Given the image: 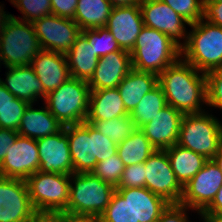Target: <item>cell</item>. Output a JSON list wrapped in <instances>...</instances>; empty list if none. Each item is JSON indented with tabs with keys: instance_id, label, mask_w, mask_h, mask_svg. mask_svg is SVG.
Instances as JSON below:
<instances>
[{
	"instance_id": "484cf974",
	"label": "cell",
	"mask_w": 222,
	"mask_h": 222,
	"mask_svg": "<svg viewBox=\"0 0 222 222\" xmlns=\"http://www.w3.org/2000/svg\"><path fill=\"white\" fill-rule=\"evenodd\" d=\"M65 55L71 77L89 82L99 58L95 55V50L82 33Z\"/></svg>"
},
{
	"instance_id": "83f0119b",
	"label": "cell",
	"mask_w": 222,
	"mask_h": 222,
	"mask_svg": "<svg viewBox=\"0 0 222 222\" xmlns=\"http://www.w3.org/2000/svg\"><path fill=\"white\" fill-rule=\"evenodd\" d=\"M112 9L108 0H78L73 20L81 30L105 27Z\"/></svg>"
},
{
	"instance_id": "d4e9b609",
	"label": "cell",
	"mask_w": 222,
	"mask_h": 222,
	"mask_svg": "<svg viewBox=\"0 0 222 222\" xmlns=\"http://www.w3.org/2000/svg\"><path fill=\"white\" fill-rule=\"evenodd\" d=\"M158 85V75L132 68L117 89L126 111L130 114L143 96Z\"/></svg>"
},
{
	"instance_id": "3957f363",
	"label": "cell",
	"mask_w": 222,
	"mask_h": 222,
	"mask_svg": "<svg viewBox=\"0 0 222 222\" xmlns=\"http://www.w3.org/2000/svg\"><path fill=\"white\" fill-rule=\"evenodd\" d=\"M130 54L132 68L159 75L181 57V48L166 34L143 26Z\"/></svg>"
},
{
	"instance_id": "681fc988",
	"label": "cell",
	"mask_w": 222,
	"mask_h": 222,
	"mask_svg": "<svg viewBox=\"0 0 222 222\" xmlns=\"http://www.w3.org/2000/svg\"><path fill=\"white\" fill-rule=\"evenodd\" d=\"M113 7H123L139 4L140 0H108Z\"/></svg>"
},
{
	"instance_id": "bcb514c9",
	"label": "cell",
	"mask_w": 222,
	"mask_h": 222,
	"mask_svg": "<svg viewBox=\"0 0 222 222\" xmlns=\"http://www.w3.org/2000/svg\"><path fill=\"white\" fill-rule=\"evenodd\" d=\"M201 213H222V186L212 202Z\"/></svg>"
},
{
	"instance_id": "d6986e66",
	"label": "cell",
	"mask_w": 222,
	"mask_h": 222,
	"mask_svg": "<svg viewBox=\"0 0 222 222\" xmlns=\"http://www.w3.org/2000/svg\"><path fill=\"white\" fill-rule=\"evenodd\" d=\"M183 113L171 105L159 111L153 120L140 130L156 150H165L177 143Z\"/></svg>"
},
{
	"instance_id": "8d00e7d4",
	"label": "cell",
	"mask_w": 222,
	"mask_h": 222,
	"mask_svg": "<svg viewBox=\"0 0 222 222\" xmlns=\"http://www.w3.org/2000/svg\"><path fill=\"white\" fill-rule=\"evenodd\" d=\"M28 103L15 98L11 104L0 110V128L17 131Z\"/></svg>"
},
{
	"instance_id": "836d02e7",
	"label": "cell",
	"mask_w": 222,
	"mask_h": 222,
	"mask_svg": "<svg viewBox=\"0 0 222 222\" xmlns=\"http://www.w3.org/2000/svg\"><path fill=\"white\" fill-rule=\"evenodd\" d=\"M124 168V163L117 153L106 158V160L98 162L91 173L116 188L120 182Z\"/></svg>"
},
{
	"instance_id": "7c38bea8",
	"label": "cell",
	"mask_w": 222,
	"mask_h": 222,
	"mask_svg": "<svg viewBox=\"0 0 222 222\" xmlns=\"http://www.w3.org/2000/svg\"><path fill=\"white\" fill-rule=\"evenodd\" d=\"M144 26L166 34L182 48L187 43L186 25H190L181 15L161 0H140ZM184 39L181 43L179 39Z\"/></svg>"
},
{
	"instance_id": "7bdbcfd3",
	"label": "cell",
	"mask_w": 222,
	"mask_h": 222,
	"mask_svg": "<svg viewBox=\"0 0 222 222\" xmlns=\"http://www.w3.org/2000/svg\"><path fill=\"white\" fill-rule=\"evenodd\" d=\"M70 217L65 211L34 210L30 222H68Z\"/></svg>"
},
{
	"instance_id": "1f68e13d",
	"label": "cell",
	"mask_w": 222,
	"mask_h": 222,
	"mask_svg": "<svg viewBox=\"0 0 222 222\" xmlns=\"http://www.w3.org/2000/svg\"><path fill=\"white\" fill-rule=\"evenodd\" d=\"M95 50L98 58L105 57L115 51L122 50L111 32L106 27L85 29L81 32Z\"/></svg>"
},
{
	"instance_id": "52a82bcc",
	"label": "cell",
	"mask_w": 222,
	"mask_h": 222,
	"mask_svg": "<svg viewBox=\"0 0 222 222\" xmlns=\"http://www.w3.org/2000/svg\"><path fill=\"white\" fill-rule=\"evenodd\" d=\"M90 87L88 82L70 77L45 97V106L65 127L87 119Z\"/></svg>"
},
{
	"instance_id": "d590c367",
	"label": "cell",
	"mask_w": 222,
	"mask_h": 222,
	"mask_svg": "<svg viewBox=\"0 0 222 222\" xmlns=\"http://www.w3.org/2000/svg\"><path fill=\"white\" fill-rule=\"evenodd\" d=\"M181 15L188 23L203 19V0H161Z\"/></svg>"
},
{
	"instance_id": "cb8c5ba5",
	"label": "cell",
	"mask_w": 222,
	"mask_h": 222,
	"mask_svg": "<svg viewBox=\"0 0 222 222\" xmlns=\"http://www.w3.org/2000/svg\"><path fill=\"white\" fill-rule=\"evenodd\" d=\"M64 126L49 112L45 106L34 109L28 104L18 127V134L34 140L58 133Z\"/></svg>"
},
{
	"instance_id": "d6a6232c",
	"label": "cell",
	"mask_w": 222,
	"mask_h": 222,
	"mask_svg": "<svg viewBox=\"0 0 222 222\" xmlns=\"http://www.w3.org/2000/svg\"><path fill=\"white\" fill-rule=\"evenodd\" d=\"M98 219L100 222H132L131 202L124 200L115 191L110 203Z\"/></svg>"
},
{
	"instance_id": "6da1fadb",
	"label": "cell",
	"mask_w": 222,
	"mask_h": 222,
	"mask_svg": "<svg viewBox=\"0 0 222 222\" xmlns=\"http://www.w3.org/2000/svg\"><path fill=\"white\" fill-rule=\"evenodd\" d=\"M158 84L167 104L176 110L183 114L204 112L201 105L207 103L206 73L198 71L182 57L158 75Z\"/></svg>"
},
{
	"instance_id": "e0dca14e",
	"label": "cell",
	"mask_w": 222,
	"mask_h": 222,
	"mask_svg": "<svg viewBox=\"0 0 222 222\" xmlns=\"http://www.w3.org/2000/svg\"><path fill=\"white\" fill-rule=\"evenodd\" d=\"M73 173H90L97 164L94 157L93 126L88 122L66 126Z\"/></svg>"
},
{
	"instance_id": "f907efd6",
	"label": "cell",
	"mask_w": 222,
	"mask_h": 222,
	"mask_svg": "<svg viewBox=\"0 0 222 222\" xmlns=\"http://www.w3.org/2000/svg\"><path fill=\"white\" fill-rule=\"evenodd\" d=\"M68 222H100L98 218L70 217Z\"/></svg>"
},
{
	"instance_id": "f35d334b",
	"label": "cell",
	"mask_w": 222,
	"mask_h": 222,
	"mask_svg": "<svg viewBox=\"0 0 222 222\" xmlns=\"http://www.w3.org/2000/svg\"><path fill=\"white\" fill-rule=\"evenodd\" d=\"M145 187L144 163L129 165L124 168L120 182L116 188Z\"/></svg>"
},
{
	"instance_id": "74e56055",
	"label": "cell",
	"mask_w": 222,
	"mask_h": 222,
	"mask_svg": "<svg viewBox=\"0 0 222 222\" xmlns=\"http://www.w3.org/2000/svg\"><path fill=\"white\" fill-rule=\"evenodd\" d=\"M206 93V105L222 109V68L206 73Z\"/></svg>"
},
{
	"instance_id": "8fae6325",
	"label": "cell",
	"mask_w": 222,
	"mask_h": 222,
	"mask_svg": "<svg viewBox=\"0 0 222 222\" xmlns=\"http://www.w3.org/2000/svg\"><path fill=\"white\" fill-rule=\"evenodd\" d=\"M221 186L222 173L213 159H209L183 187L179 204L200 214L212 202Z\"/></svg>"
},
{
	"instance_id": "ba28073f",
	"label": "cell",
	"mask_w": 222,
	"mask_h": 222,
	"mask_svg": "<svg viewBox=\"0 0 222 222\" xmlns=\"http://www.w3.org/2000/svg\"><path fill=\"white\" fill-rule=\"evenodd\" d=\"M71 175L39 172L25 181L34 210L66 211Z\"/></svg>"
},
{
	"instance_id": "8992f818",
	"label": "cell",
	"mask_w": 222,
	"mask_h": 222,
	"mask_svg": "<svg viewBox=\"0 0 222 222\" xmlns=\"http://www.w3.org/2000/svg\"><path fill=\"white\" fill-rule=\"evenodd\" d=\"M213 116L205 111L184 114L176 144L213 159L222 146V124Z\"/></svg>"
},
{
	"instance_id": "4dcf8cb0",
	"label": "cell",
	"mask_w": 222,
	"mask_h": 222,
	"mask_svg": "<svg viewBox=\"0 0 222 222\" xmlns=\"http://www.w3.org/2000/svg\"><path fill=\"white\" fill-rule=\"evenodd\" d=\"M91 125L117 145L137 129L130 114L122 117H114L107 121H94Z\"/></svg>"
},
{
	"instance_id": "7402d4cb",
	"label": "cell",
	"mask_w": 222,
	"mask_h": 222,
	"mask_svg": "<svg viewBox=\"0 0 222 222\" xmlns=\"http://www.w3.org/2000/svg\"><path fill=\"white\" fill-rule=\"evenodd\" d=\"M5 81L0 78V83L16 98L28 104H34L38 97L45 99L47 92L37 78L30 65L8 67Z\"/></svg>"
},
{
	"instance_id": "2e32d148",
	"label": "cell",
	"mask_w": 222,
	"mask_h": 222,
	"mask_svg": "<svg viewBox=\"0 0 222 222\" xmlns=\"http://www.w3.org/2000/svg\"><path fill=\"white\" fill-rule=\"evenodd\" d=\"M143 26L140 6L135 4L113 7L105 27L111 32L121 49L131 52Z\"/></svg>"
},
{
	"instance_id": "816d5d0a",
	"label": "cell",
	"mask_w": 222,
	"mask_h": 222,
	"mask_svg": "<svg viewBox=\"0 0 222 222\" xmlns=\"http://www.w3.org/2000/svg\"><path fill=\"white\" fill-rule=\"evenodd\" d=\"M213 161L217 164L219 167L221 173H222V146L218 150V152L215 154Z\"/></svg>"
},
{
	"instance_id": "f5cc1de1",
	"label": "cell",
	"mask_w": 222,
	"mask_h": 222,
	"mask_svg": "<svg viewBox=\"0 0 222 222\" xmlns=\"http://www.w3.org/2000/svg\"><path fill=\"white\" fill-rule=\"evenodd\" d=\"M0 5V27L5 23L7 18L10 16V14L6 13V11L3 10V6Z\"/></svg>"
},
{
	"instance_id": "9a60e30c",
	"label": "cell",
	"mask_w": 222,
	"mask_h": 222,
	"mask_svg": "<svg viewBox=\"0 0 222 222\" xmlns=\"http://www.w3.org/2000/svg\"><path fill=\"white\" fill-rule=\"evenodd\" d=\"M39 151V172L73 174V164L66 126L58 133L36 140Z\"/></svg>"
},
{
	"instance_id": "277c9868",
	"label": "cell",
	"mask_w": 222,
	"mask_h": 222,
	"mask_svg": "<svg viewBox=\"0 0 222 222\" xmlns=\"http://www.w3.org/2000/svg\"><path fill=\"white\" fill-rule=\"evenodd\" d=\"M187 43L181 57L198 71L207 73L222 68V27L201 19L189 25Z\"/></svg>"
},
{
	"instance_id": "db71d44e",
	"label": "cell",
	"mask_w": 222,
	"mask_h": 222,
	"mask_svg": "<svg viewBox=\"0 0 222 222\" xmlns=\"http://www.w3.org/2000/svg\"><path fill=\"white\" fill-rule=\"evenodd\" d=\"M222 0H203V3L221 2Z\"/></svg>"
},
{
	"instance_id": "f546056e",
	"label": "cell",
	"mask_w": 222,
	"mask_h": 222,
	"mask_svg": "<svg viewBox=\"0 0 222 222\" xmlns=\"http://www.w3.org/2000/svg\"><path fill=\"white\" fill-rule=\"evenodd\" d=\"M167 105L163 89L158 84L153 90L143 96L135 109L130 113V117L135 127L140 129L143 125L153 120L159 114V111Z\"/></svg>"
},
{
	"instance_id": "4316f807",
	"label": "cell",
	"mask_w": 222,
	"mask_h": 222,
	"mask_svg": "<svg viewBox=\"0 0 222 222\" xmlns=\"http://www.w3.org/2000/svg\"><path fill=\"white\" fill-rule=\"evenodd\" d=\"M173 172L179 183L184 187L204 166L207 159L192 150L178 144L165 149Z\"/></svg>"
},
{
	"instance_id": "7a4b0ae2",
	"label": "cell",
	"mask_w": 222,
	"mask_h": 222,
	"mask_svg": "<svg viewBox=\"0 0 222 222\" xmlns=\"http://www.w3.org/2000/svg\"><path fill=\"white\" fill-rule=\"evenodd\" d=\"M116 188L90 173H73L67 210L71 217L99 218Z\"/></svg>"
},
{
	"instance_id": "60d3db41",
	"label": "cell",
	"mask_w": 222,
	"mask_h": 222,
	"mask_svg": "<svg viewBox=\"0 0 222 222\" xmlns=\"http://www.w3.org/2000/svg\"><path fill=\"white\" fill-rule=\"evenodd\" d=\"M189 208L181 204H169L161 213L157 222H189L186 211Z\"/></svg>"
},
{
	"instance_id": "ffe728a7",
	"label": "cell",
	"mask_w": 222,
	"mask_h": 222,
	"mask_svg": "<svg viewBox=\"0 0 222 222\" xmlns=\"http://www.w3.org/2000/svg\"><path fill=\"white\" fill-rule=\"evenodd\" d=\"M116 191L131 202L132 222H157L170 204L146 187L116 188Z\"/></svg>"
},
{
	"instance_id": "7dc6e473",
	"label": "cell",
	"mask_w": 222,
	"mask_h": 222,
	"mask_svg": "<svg viewBox=\"0 0 222 222\" xmlns=\"http://www.w3.org/2000/svg\"><path fill=\"white\" fill-rule=\"evenodd\" d=\"M16 97L0 83V110L12 103Z\"/></svg>"
},
{
	"instance_id": "ac0fdd59",
	"label": "cell",
	"mask_w": 222,
	"mask_h": 222,
	"mask_svg": "<svg viewBox=\"0 0 222 222\" xmlns=\"http://www.w3.org/2000/svg\"><path fill=\"white\" fill-rule=\"evenodd\" d=\"M132 69L131 54L115 51L98 59V64L88 85L91 91L117 88Z\"/></svg>"
},
{
	"instance_id": "b9f144b4",
	"label": "cell",
	"mask_w": 222,
	"mask_h": 222,
	"mask_svg": "<svg viewBox=\"0 0 222 222\" xmlns=\"http://www.w3.org/2000/svg\"><path fill=\"white\" fill-rule=\"evenodd\" d=\"M78 0H51V14L74 19Z\"/></svg>"
},
{
	"instance_id": "c3c4849f",
	"label": "cell",
	"mask_w": 222,
	"mask_h": 222,
	"mask_svg": "<svg viewBox=\"0 0 222 222\" xmlns=\"http://www.w3.org/2000/svg\"><path fill=\"white\" fill-rule=\"evenodd\" d=\"M204 222H222V213H200Z\"/></svg>"
},
{
	"instance_id": "5bb4252c",
	"label": "cell",
	"mask_w": 222,
	"mask_h": 222,
	"mask_svg": "<svg viewBox=\"0 0 222 222\" xmlns=\"http://www.w3.org/2000/svg\"><path fill=\"white\" fill-rule=\"evenodd\" d=\"M36 140L18 135L0 163V176L26 180L39 170Z\"/></svg>"
},
{
	"instance_id": "e575fe53",
	"label": "cell",
	"mask_w": 222,
	"mask_h": 222,
	"mask_svg": "<svg viewBox=\"0 0 222 222\" xmlns=\"http://www.w3.org/2000/svg\"><path fill=\"white\" fill-rule=\"evenodd\" d=\"M23 14L24 20L33 23L35 20L51 14V0H11V2Z\"/></svg>"
},
{
	"instance_id": "44dd1931",
	"label": "cell",
	"mask_w": 222,
	"mask_h": 222,
	"mask_svg": "<svg viewBox=\"0 0 222 222\" xmlns=\"http://www.w3.org/2000/svg\"><path fill=\"white\" fill-rule=\"evenodd\" d=\"M30 66L47 93L60 87L71 77L65 54L41 50L32 59Z\"/></svg>"
},
{
	"instance_id": "ee69618b",
	"label": "cell",
	"mask_w": 222,
	"mask_h": 222,
	"mask_svg": "<svg viewBox=\"0 0 222 222\" xmlns=\"http://www.w3.org/2000/svg\"><path fill=\"white\" fill-rule=\"evenodd\" d=\"M203 4V19L211 24L222 27V1Z\"/></svg>"
},
{
	"instance_id": "9c48e42d",
	"label": "cell",
	"mask_w": 222,
	"mask_h": 222,
	"mask_svg": "<svg viewBox=\"0 0 222 222\" xmlns=\"http://www.w3.org/2000/svg\"><path fill=\"white\" fill-rule=\"evenodd\" d=\"M145 187L170 204H179L183 186L172 170L165 150H156L145 162Z\"/></svg>"
},
{
	"instance_id": "ab89813d",
	"label": "cell",
	"mask_w": 222,
	"mask_h": 222,
	"mask_svg": "<svg viewBox=\"0 0 222 222\" xmlns=\"http://www.w3.org/2000/svg\"><path fill=\"white\" fill-rule=\"evenodd\" d=\"M93 147L94 157L97 159V163L106 158L111 157L118 153L117 144H115L107 136H104L93 127Z\"/></svg>"
},
{
	"instance_id": "4fadbf2b",
	"label": "cell",
	"mask_w": 222,
	"mask_h": 222,
	"mask_svg": "<svg viewBox=\"0 0 222 222\" xmlns=\"http://www.w3.org/2000/svg\"><path fill=\"white\" fill-rule=\"evenodd\" d=\"M33 212L26 181L0 176V222H30Z\"/></svg>"
},
{
	"instance_id": "f1b7e54d",
	"label": "cell",
	"mask_w": 222,
	"mask_h": 222,
	"mask_svg": "<svg viewBox=\"0 0 222 222\" xmlns=\"http://www.w3.org/2000/svg\"><path fill=\"white\" fill-rule=\"evenodd\" d=\"M117 151L126 167L144 163L156 149L145 134L137 128L130 136L117 145Z\"/></svg>"
},
{
	"instance_id": "5b68a950",
	"label": "cell",
	"mask_w": 222,
	"mask_h": 222,
	"mask_svg": "<svg viewBox=\"0 0 222 222\" xmlns=\"http://www.w3.org/2000/svg\"><path fill=\"white\" fill-rule=\"evenodd\" d=\"M42 50L33 23L14 15L0 27V59L8 67L30 65Z\"/></svg>"
},
{
	"instance_id": "30bf717a",
	"label": "cell",
	"mask_w": 222,
	"mask_h": 222,
	"mask_svg": "<svg viewBox=\"0 0 222 222\" xmlns=\"http://www.w3.org/2000/svg\"><path fill=\"white\" fill-rule=\"evenodd\" d=\"M42 50L66 54L82 30L72 19L47 15L33 22Z\"/></svg>"
},
{
	"instance_id": "603a6c76",
	"label": "cell",
	"mask_w": 222,
	"mask_h": 222,
	"mask_svg": "<svg viewBox=\"0 0 222 222\" xmlns=\"http://www.w3.org/2000/svg\"><path fill=\"white\" fill-rule=\"evenodd\" d=\"M126 111L117 88L90 91L89 108L86 122L110 120L126 116Z\"/></svg>"
},
{
	"instance_id": "f6af8a7d",
	"label": "cell",
	"mask_w": 222,
	"mask_h": 222,
	"mask_svg": "<svg viewBox=\"0 0 222 222\" xmlns=\"http://www.w3.org/2000/svg\"><path fill=\"white\" fill-rule=\"evenodd\" d=\"M18 135V132L15 130L0 128V163L6 156L9 147L14 144Z\"/></svg>"
}]
</instances>
